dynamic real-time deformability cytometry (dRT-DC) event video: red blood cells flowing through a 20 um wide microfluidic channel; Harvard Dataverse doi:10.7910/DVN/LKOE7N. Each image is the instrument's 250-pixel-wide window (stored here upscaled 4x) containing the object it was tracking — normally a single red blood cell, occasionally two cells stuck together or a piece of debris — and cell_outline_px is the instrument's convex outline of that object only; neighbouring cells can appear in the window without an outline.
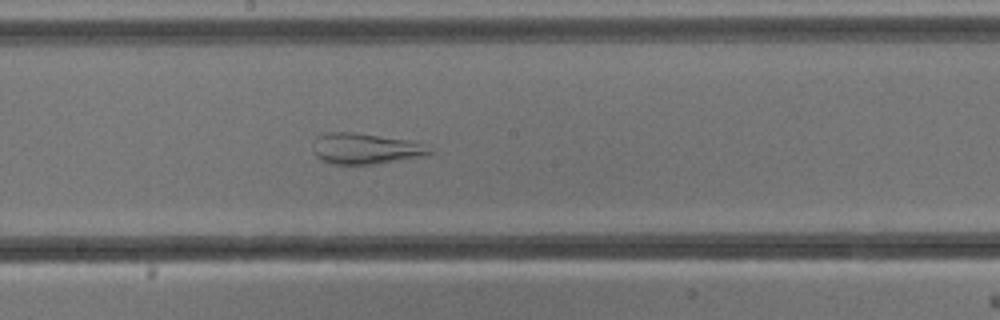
{"species": "common noctule bat (a hibernating species)", "species_latin": "Nyctalus noctula", "temperature_condition": "cold", "stored_images_in_passage": 54, "camera_frame_rate_fps": 3000, "um_per_image_px": 0.085, "animal": {"sex": "male", "body_mass_g": 13.3}, "frame": {"image": 1, "passage_image": 29, "time_ms": 9.333, "image_size_px": [1000, 320], "cell_outline_px": [[436, 152], [424, 156], [372, 164], [332, 164], [320, 160], [312, 152], [316, 140], [320, 136], [328, 132], [352, 132], [408, 140], [436, 148]], "centroid_in_image_um": [31.11, 12.64], "position_along_channel_um": 217.1, "area_um2": 20.92}}
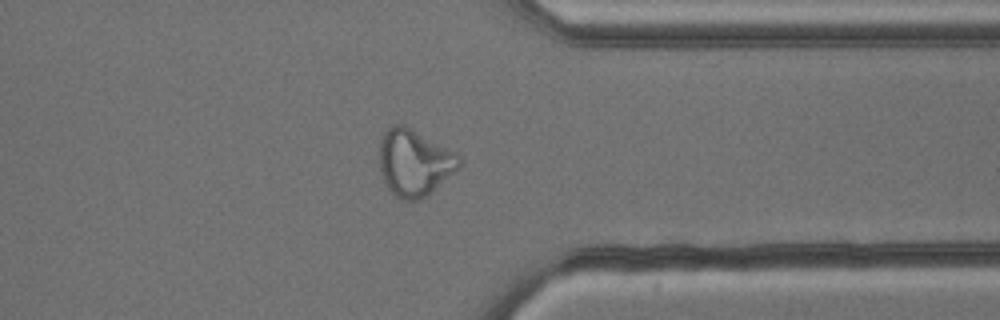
{"frame": {"image": 2, "passage_image": 42, "time_ms": 13.667, "image_size_px": [1000, 320], "cell_outline_px": [[464, 164], [460, 168], [428, 196], [420, 200], [400, 200], [388, 188], [380, 172], [380, 140], [384, 132], [392, 124], [404, 124], [456, 152], [464, 160]], "centroid_in_image_um": [35.26, 13.83], "position_along_channel_um": 376.1, "area_um2": 31.5}}
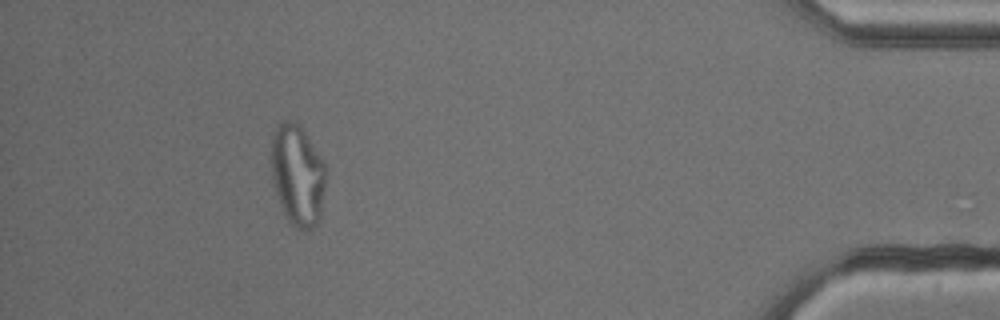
{"frame": {"image": 3, "passage_image": 49, "time_ms": 16.0, "image_size_px": [1000, 320], "cell_outline_px": [[324, 184], [320, 216], [316, 224], [312, 228], [304, 232], [296, 228], [288, 220], [284, 212], [272, 176], [272, 140], [276, 128], [284, 120], [292, 120], [300, 124], [320, 156], [324, 164]], "centroid_in_image_um": [25.3, 14.87], "position_along_channel_um": 409.9, "area_um2": 31.39}}